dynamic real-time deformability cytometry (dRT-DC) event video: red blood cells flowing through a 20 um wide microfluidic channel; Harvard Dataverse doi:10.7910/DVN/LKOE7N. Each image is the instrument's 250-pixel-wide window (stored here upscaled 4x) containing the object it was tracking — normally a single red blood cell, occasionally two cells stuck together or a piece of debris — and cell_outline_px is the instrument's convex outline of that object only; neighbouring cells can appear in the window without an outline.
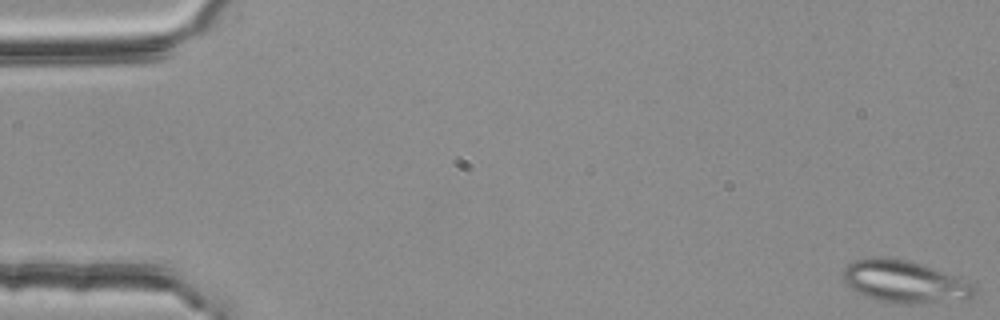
{"species": "common noctule bat (a hibernating species)", "species_latin": "Nyctalus noctula", "temperature_condition": "room temperature", "stored_images_in_passage": 53, "segment_of_instrument_passage": [1, 2], "camera_frame_rate_fps": 3000, "um_per_image_px": 0.085, "animal": {"sex": "female", "body_mass_g": 25.1}, "frame": {"image": 1, "passage_image": 1, "time_ms": 0.0, "image_size_px": [1000, 320], "cell_outline_px": [[976, 292], [968, 300], [908, 304], [896, 304], [876, 300], [856, 292], [840, 276], [840, 272], [852, 260], [864, 256], [884, 256], [908, 260], [924, 264], [956, 276], [972, 284], [976, 288]], "centroid_in_image_um": [76.85, 23.92], "position_along_channel_um": 8.2, "area_um2": 33.12}}